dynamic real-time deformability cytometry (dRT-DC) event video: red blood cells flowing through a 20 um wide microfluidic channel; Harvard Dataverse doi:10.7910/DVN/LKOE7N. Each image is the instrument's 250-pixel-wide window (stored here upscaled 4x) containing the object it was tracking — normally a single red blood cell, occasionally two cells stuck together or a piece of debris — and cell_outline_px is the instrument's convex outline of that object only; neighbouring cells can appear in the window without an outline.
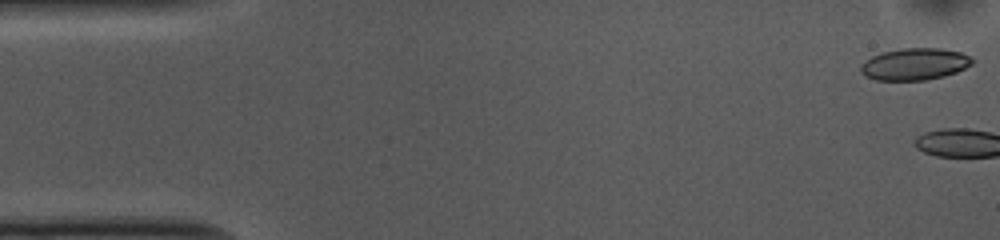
{"species": "common noctule bat (a hibernating species)", "species_latin": "Nyctalus noctula", "temperature_condition": "cold", "stored_images_in_passage": 3, "camera_frame_rate_fps": 3000, "um_per_image_px": 0.085, "animal": {"sex": "female", "body_mass_g": 10.0, "forearm_length_mm": 53.1}, "frame": {"image": 1, "passage_image": 1, "time_ms": 0.0, "image_size_px": [1000, 240], "cell_outline_px": [[972, 64], [956, 72], [944, 76], [924, 80], [876, 80], [864, 76], [860, 72], [860, 68], [872, 56], [884, 52], [904, 48], [940, 48], [960, 52], [968, 56], [972, 60]], "centroid_in_image_um": [77.74, 5.46], "position_along_channel_um": 7.3, "area_um2": 20.4}}